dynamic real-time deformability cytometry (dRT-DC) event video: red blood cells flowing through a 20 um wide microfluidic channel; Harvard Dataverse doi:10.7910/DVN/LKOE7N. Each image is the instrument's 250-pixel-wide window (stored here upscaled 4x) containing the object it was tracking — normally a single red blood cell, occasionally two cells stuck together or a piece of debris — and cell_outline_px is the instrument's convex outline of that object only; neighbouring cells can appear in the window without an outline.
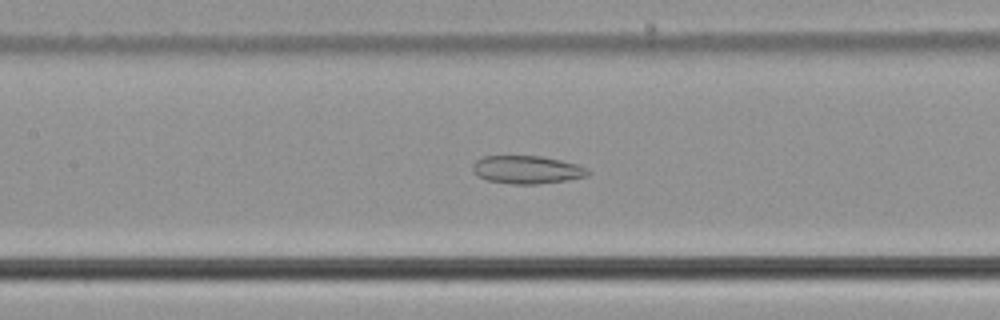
{"species": "common noctule bat (a hibernating species)", "species_latin": "Nyctalus noctula", "temperature_condition": "cold", "stored_images_in_passage": 55, "camera_frame_rate_fps": 3000, "um_per_image_px": 0.085, "animal": {"sex": "male", "body_mass_g": 21.5, "forearm_length_mm": 52.0}, "frame": {"image": 1, "passage_image": 26, "time_ms": 8.333, "image_size_px": [1000, 320], "cell_outline_px": [[592, 172], [588, 176], [568, 180], [536, 184], [512, 184], [488, 180], [476, 176], [472, 172], [472, 164], [476, 160], [484, 156], [540, 156], [560, 160], [576, 164], [588, 168]], "centroid_in_image_um": [44.79, 14.43], "position_along_channel_um": 162.6, "area_um2": 18.96}}
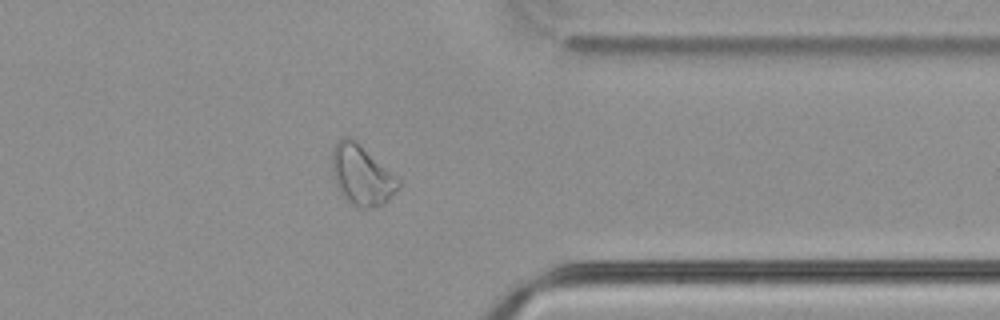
{"frame": {"image": 2, "passage_image": 44, "time_ms": 14.333, "image_size_px": [1000, 320], "cell_outline_px": [[400, 188], [384, 204], [368, 208], [360, 208], [348, 204], [336, 188], [332, 172], [332, 148], [340, 136], [352, 136], [400, 180]], "centroid_in_image_um": [30.71, 14.88], "position_along_channel_um": 380.7, "area_um2": 23.76}}
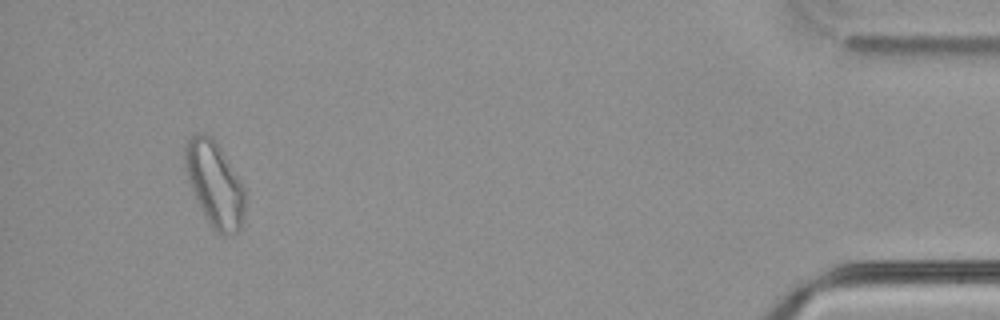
{"frame": {"image": 3, "passage_image": 52, "time_ms": 17.0, "image_size_px": [1000, 320], "cell_outline_px": [[244, 216], [240, 232], [232, 236], [224, 236], [216, 232], [208, 224], [200, 208], [188, 180], [184, 164], [184, 148], [188, 140], [192, 136], [200, 132], [204, 132], [212, 136], [216, 140], [244, 188]], "centroid_in_image_um": [18.24, 15.68], "position_along_channel_um": 417.0, "area_um2": 30.0}, "authors_computed_cell_mechanics": {"area_um2": 25.6632, "velocity_mm_per_s": 3.7648, "shape_relaxation_time_tau1_ms": null, "shape_relaxation_time_tau2_ms": 7.8215, "deformation_change_tau1": null, "deformation_change_tau2": 0.1532}}